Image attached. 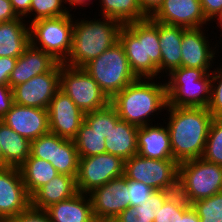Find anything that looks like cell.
<instances>
[{"instance_id": "cell-1", "label": "cell", "mask_w": 222, "mask_h": 222, "mask_svg": "<svg viewBox=\"0 0 222 222\" xmlns=\"http://www.w3.org/2000/svg\"><path fill=\"white\" fill-rule=\"evenodd\" d=\"M167 128L173 159L179 164L202 158L213 119L207 107H173L167 105Z\"/></svg>"}, {"instance_id": "cell-2", "label": "cell", "mask_w": 222, "mask_h": 222, "mask_svg": "<svg viewBox=\"0 0 222 222\" xmlns=\"http://www.w3.org/2000/svg\"><path fill=\"white\" fill-rule=\"evenodd\" d=\"M130 67L138 78H156L161 73L158 21L151 18L123 25L119 33Z\"/></svg>"}, {"instance_id": "cell-3", "label": "cell", "mask_w": 222, "mask_h": 222, "mask_svg": "<svg viewBox=\"0 0 222 222\" xmlns=\"http://www.w3.org/2000/svg\"><path fill=\"white\" fill-rule=\"evenodd\" d=\"M152 80L153 78H138L110 100L121 120L143 127L149 124L150 115H155L153 113L162 109L166 110V84Z\"/></svg>"}, {"instance_id": "cell-4", "label": "cell", "mask_w": 222, "mask_h": 222, "mask_svg": "<svg viewBox=\"0 0 222 222\" xmlns=\"http://www.w3.org/2000/svg\"><path fill=\"white\" fill-rule=\"evenodd\" d=\"M102 19L74 21L72 47L64 65L82 68L119 42L123 24L108 17Z\"/></svg>"}, {"instance_id": "cell-5", "label": "cell", "mask_w": 222, "mask_h": 222, "mask_svg": "<svg viewBox=\"0 0 222 222\" xmlns=\"http://www.w3.org/2000/svg\"><path fill=\"white\" fill-rule=\"evenodd\" d=\"M82 69L98 83L110 100L128 84L138 79L120 42L85 64Z\"/></svg>"}, {"instance_id": "cell-6", "label": "cell", "mask_w": 222, "mask_h": 222, "mask_svg": "<svg viewBox=\"0 0 222 222\" xmlns=\"http://www.w3.org/2000/svg\"><path fill=\"white\" fill-rule=\"evenodd\" d=\"M166 82L168 106L207 107L211 99V72L179 67L168 73Z\"/></svg>"}, {"instance_id": "cell-7", "label": "cell", "mask_w": 222, "mask_h": 222, "mask_svg": "<svg viewBox=\"0 0 222 222\" xmlns=\"http://www.w3.org/2000/svg\"><path fill=\"white\" fill-rule=\"evenodd\" d=\"M222 191V166L203 158L187 160L178 166L177 192L189 203Z\"/></svg>"}, {"instance_id": "cell-8", "label": "cell", "mask_w": 222, "mask_h": 222, "mask_svg": "<svg viewBox=\"0 0 222 222\" xmlns=\"http://www.w3.org/2000/svg\"><path fill=\"white\" fill-rule=\"evenodd\" d=\"M74 21L72 14L31 22L30 44L63 63L70 54Z\"/></svg>"}, {"instance_id": "cell-9", "label": "cell", "mask_w": 222, "mask_h": 222, "mask_svg": "<svg viewBox=\"0 0 222 222\" xmlns=\"http://www.w3.org/2000/svg\"><path fill=\"white\" fill-rule=\"evenodd\" d=\"M178 166L174 159H152L134 155L124 161V177L154 190H178Z\"/></svg>"}, {"instance_id": "cell-10", "label": "cell", "mask_w": 222, "mask_h": 222, "mask_svg": "<svg viewBox=\"0 0 222 222\" xmlns=\"http://www.w3.org/2000/svg\"><path fill=\"white\" fill-rule=\"evenodd\" d=\"M60 90L84 113L103 109L110 104V99L84 69L66 66L63 63Z\"/></svg>"}, {"instance_id": "cell-11", "label": "cell", "mask_w": 222, "mask_h": 222, "mask_svg": "<svg viewBox=\"0 0 222 222\" xmlns=\"http://www.w3.org/2000/svg\"><path fill=\"white\" fill-rule=\"evenodd\" d=\"M124 176V160L110 153L79 157L76 186L78 192L89 194L112 179Z\"/></svg>"}, {"instance_id": "cell-12", "label": "cell", "mask_w": 222, "mask_h": 222, "mask_svg": "<svg viewBox=\"0 0 222 222\" xmlns=\"http://www.w3.org/2000/svg\"><path fill=\"white\" fill-rule=\"evenodd\" d=\"M61 62L51 71L37 75L12 88L15 104L47 109L54 95L60 90Z\"/></svg>"}, {"instance_id": "cell-13", "label": "cell", "mask_w": 222, "mask_h": 222, "mask_svg": "<svg viewBox=\"0 0 222 222\" xmlns=\"http://www.w3.org/2000/svg\"><path fill=\"white\" fill-rule=\"evenodd\" d=\"M31 206L21 171L17 167H0V218L7 222Z\"/></svg>"}, {"instance_id": "cell-14", "label": "cell", "mask_w": 222, "mask_h": 222, "mask_svg": "<svg viewBox=\"0 0 222 222\" xmlns=\"http://www.w3.org/2000/svg\"><path fill=\"white\" fill-rule=\"evenodd\" d=\"M88 196L94 217L113 221L122 211L130 207L128 179L124 176L112 179L103 186L95 188Z\"/></svg>"}, {"instance_id": "cell-15", "label": "cell", "mask_w": 222, "mask_h": 222, "mask_svg": "<svg viewBox=\"0 0 222 222\" xmlns=\"http://www.w3.org/2000/svg\"><path fill=\"white\" fill-rule=\"evenodd\" d=\"M47 111L50 132L73 140L84 122L85 113L61 90L54 95Z\"/></svg>"}, {"instance_id": "cell-16", "label": "cell", "mask_w": 222, "mask_h": 222, "mask_svg": "<svg viewBox=\"0 0 222 222\" xmlns=\"http://www.w3.org/2000/svg\"><path fill=\"white\" fill-rule=\"evenodd\" d=\"M1 121L30 142L50 132L47 109L14 103Z\"/></svg>"}, {"instance_id": "cell-17", "label": "cell", "mask_w": 222, "mask_h": 222, "mask_svg": "<svg viewBox=\"0 0 222 222\" xmlns=\"http://www.w3.org/2000/svg\"><path fill=\"white\" fill-rule=\"evenodd\" d=\"M151 19L169 25L188 28H203L208 22L200 0H163Z\"/></svg>"}, {"instance_id": "cell-18", "label": "cell", "mask_w": 222, "mask_h": 222, "mask_svg": "<svg viewBox=\"0 0 222 222\" xmlns=\"http://www.w3.org/2000/svg\"><path fill=\"white\" fill-rule=\"evenodd\" d=\"M202 28H188L183 31L181 42V67L203 69L207 73L212 68L215 55V49L204 36Z\"/></svg>"}, {"instance_id": "cell-19", "label": "cell", "mask_w": 222, "mask_h": 222, "mask_svg": "<svg viewBox=\"0 0 222 222\" xmlns=\"http://www.w3.org/2000/svg\"><path fill=\"white\" fill-rule=\"evenodd\" d=\"M58 63L52 55L30 44L17 58L15 67L9 77V86L13 88L37 75L49 72Z\"/></svg>"}, {"instance_id": "cell-20", "label": "cell", "mask_w": 222, "mask_h": 222, "mask_svg": "<svg viewBox=\"0 0 222 222\" xmlns=\"http://www.w3.org/2000/svg\"><path fill=\"white\" fill-rule=\"evenodd\" d=\"M137 149V154L146 158L173 159L168 128L158 124L138 127Z\"/></svg>"}, {"instance_id": "cell-21", "label": "cell", "mask_w": 222, "mask_h": 222, "mask_svg": "<svg viewBox=\"0 0 222 222\" xmlns=\"http://www.w3.org/2000/svg\"><path fill=\"white\" fill-rule=\"evenodd\" d=\"M77 193L76 178L65 174H58L31 196V206L45 210L49 206L67 200Z\"/></svg>"}, {"instance_id": "cell-22", "label": "cell", "mask_w": 222, "mask_h": 222, "mask_svg": "<svg viewBox=\"0 0 222 222\" xmlns=\"http://www.w3.org/2000/svg\"><path fill=\"white\" fill-rule=\"evenodd\" d=\"M87 195L78 192L73 197L46 208L51 222H90L94 215L90 197Z\"/></svg>"}, {"instance_id": "cell-23", "label": "cell", "mask_w": 222, "mask_h": 222, "mask_svg": "<svg viewBox=\"0 0 222 222\" xmlns=\"http://www.w3.org/2000/svg\"><path fill=\"white\" fill-rule=\"evenodd\" d=\"M23 19L0 22V57L18 58L30 45V30Z\"/></svg>"}, {"instance_id": "cell-24", "label": "cell", "mask_w": 222, "mask_h": 222, "mask_svg": "<svg viewBox=\"0 0 222 222\" xmlns=\"http://www.w3.org/2000/svg\"><path fill=\"white\" fill-rule=\"evenodd\" d=\"M186 28L158 22V36L161 47V72L168 74L181 67V42Z\"/></svg>"}, {"instance_id": "cell-25", "label": "cell", "mask_w": 222, "mask_h": 222, "mask_svg": "<svg viewBox=\"0 0 222 222\" xmlns=\"http://www.w3.org/2000/svg\"><path fill=\"white\" fill-rule=\"evenodd\" d=\"M137 132V126L120 119L105 138L106 153L124 161L137 155Z\"/></svg>"}, {"instance_id": "cell-26", "label": "cell", "mask_w": 222, "mask_h": 222, "mask_svg": "<svg viewBox=\"0 0 222 222\" xmlns=\"http://www.w3.org/2000/svg\"><path fill=\"white\" fill-rule=\"evenodd\" d=\"M31 142L0 120L2 167L19 168L30 155Z\"/></svg>"}, {"instance_id": "cell-27", "label": "cell", "mask_w": 222, "mask_h": 222, "mask_svg": "<svg viewBox=\"0 0 222 222\" xmlns=\"http://www.w3.org/2000/svg\"><path fill=\"white\" fill-rule=\"evenodd\" d=\"M19 169L30 196L59 174L50 162L31 155L28 156Z\"/></svg>"}, {"instance_id": "cell-28", "label": "cell", "mask_w": 222, "mask_h": 222, "mask_svg": "<svg viewBox=\"0 0 222 222\" xmlns=\"http://www.w3.org/2000/svg\"><path fill=\"white\" fill-rule=\"evenodd\" d=\"M99 3L102 17L114 19L123 25L147 19L138 0H101Z\"/></svg>"}, {"instance_id": "cell-29", "label": "cell", "mask_w": 222, "mask_h": 222, "mask_svg": "<svg viewBox=\"0 0 222 222\" xmlns=\"http://www.w3.org/2000/svg\"><path fill=\"white\" fill-rule=\"evenodd\" d=\"M59 174L77 177L79 155L73 140L55 134L54 162H51Z\"/></svg>"}, {"instance_id": "cell-30", "label": "cell", "mask_w": 222, "mask_h": 222, "mask_svg": "<svg viewBox=\"0 0 222 222\" xmlns=\"http://www.w3.org/2000/svg\"><path fill=\"white\" fill-rule=\"evenodd\" d=\"M79 157H90L106 153L105 138L85 121L73 139Z\"/></svg>"}, {"instance_id": "cell-31", "label": "cell", "mask_w": 222, "mask_h": 222, "mask_svg": "<svg viewBox=\"0 0 222 222\" xmlns=\"http://www.w3.org/2000/svg\"><path fill=\"white\" fill-rule=\"evenodd\" d=\"M120 120L116 109L109 104L107 107L85 113L84 121L95 131L107 137L111 128Z\"/></svg>"}, {"instance_id": "cell-32", "label": "cell", "mask_w": 222, "mask_h": 222, "mask_svg": "<svg viewBox=\"0 0 222 222\" xmlns=\"http://www.w3.org/2000/svg\"><path fill=\"white\" fill-rule=\"evenodd\" d=\"M202 158L222 166V118H213Z\"/></svg>"}, {"instance_id": "cell-33", "label": "cell", "mask_w": 222, "mask_h": 222, "mask_svg": "<svg viewBox=\"0 0 222 222\" xmlns=\"http://www.w3.org/2000/svg\"><path fill=\"white\" fill-rule=\"evenodd\" d=\"M200 222H222V191L190 204Z\"/></svg>"}, {"instance_id": "cell-34", "label": "cell", "mask_w": 222, "mask_h": 222, "mask_svg": "<svg viewBox=\"0 0 222 222\" xmlns=\"http://www.w3.org/2000/svg\"><path fill=\"white\" fill-rule=\"evenodd\" d=\"M190 206L178 192H174L159 209L153 222H181L183 213Z\"/></svg>"}, {"instance_id": "cell-35", "label": "cell", "mask_w": 222, "mask_h": 222, "mask_svg": "<svg viewBox=\"0 0 222 222\" xmlns=\"http://www.w3.org/2000/svg\"><path fill=\"white\" fill-rule=\"evenodd\" d=\"M62 3L66 5L65 0H32L29 15L34 14V18L31 20V22L70 14L69 10L66 8V6L64 8Z\"/></svg>"}, {"instance_id": "cell-36", "label": "cell", "mask_w": 222, "mask_h": 222, "mask_svg": "<svg viewBox=\"0 0 222 222\" xmlns=\"http://www.w3.org/2000/svg\"><path fill=\"white\" fill-rule=\"evenodd\" d=\"M55 134L48 132L31 141L30 155L48 162H54Z\"/></svg>"}, {"instance_id": "cell-37", "label": "cell", "mask_w": 222, "mask_h": 222, "mask_svg": "<svg viewBox=\"0 0 222 222\" xmlns=\"http://www.w3.org/2000/svg\"><path fill=\"white\" fill-rule=\"evenodd\" d=\"M211 71V99L207 109L213 118H222V68H216L214 73Z\"/></svg>"}, {"instance_id": "cell-38", "label": "cell", "mask_w": 222, "mask_h": 222, "mask_svg": "<svg viewBox=\"0 0 222 222\" xmlns=\"http://www.w3.org/2000/svg\"><path fill=\"white\" fill-rule=\"evenodd\" d=\"M173 193L174 192L167 190H154L145 203L134 208L139 209L143 214L154 220L156 214L159 212V209Z\"/></svg>"}, {"instance_id": "cell-39", "label": "cell", "mask_w": 222, "mask_h": 222, "mask_svg": "<svg viewBox=\"0 0 222 222\" xmlns=\"http://www.w3.org/2000/svg\"><path fill=\"white\" fill-rule=\"evenodd\" d=\"M154 189L142 182L128 179V196L130 198V207H136L145 203Z\"/></svg>"}, {"instance_id": "cell-40", "label": "cell", "mask_w": 222, "mask_h": 222, "mask_svg": "<svg viewBox=\"0 0 222 222\" xmlns=\"http://www.w3.org/2000/svg\"><path fill=\"white\" fill-rule=\"evenodd\" d=\"M8 222H51L45 210L30 206L24 212L11 218Z\"/></svg>"}, {"instance_id": "cell-41", "label": "cell", "mask_w": 222, "mask_h": 222, "mask_svg": "<svg viewBox=\"0 0 222 222\" xmlns=\"http://www.w3.org/2000/svg\"><path fill=\"white\" fill-rule=\"evenodd\" d=\"M113 222H153V219L143 214L139 209L129 207L122 211Z\"/></svg>"}, {"instance_id": "cell-42", "label": "cell", "mask_w": 222, "mask_h": 222, "mask_svg": "<svg viewBox=\"0 0 222 222\" xmlns=\"http://www.w3.org/2000/svg\"><path fill=\"white\" fill-rule=\"evenodd\" d=\"M14 104L12 88L0 84V120L6 115Z\"/></svg>"}, {"instance_id": "cell-43", "label": "cell", "mask_w": 222, "mask_h": 222, "mask_svg": "<svg viewBox=\"0 0 222 222\" xmlns=\"http://www.w3.org/2000/svg\"><path fill=\"white\" fill-rule=\"evenodd\" d=\"M203 13L208 21H212L222 12V0H200Z\"/></svg>"}, {"instance_id": "cell-44", "label": "cell", "mask_w": 222, "mask_h": 222, "mask_svg": "<svg viewBox=\"0 0 222 222\" xmlns=\"http://www.w3.org/2000/svg\"><path fill=\"white\" fill-rule=\"evenodd\" d=\"M17 58L0 57V84L9 85V77L13 71Z\"/></svg>"}, {"instance_id": "cell-45", "label": "cell", "mask_w": 222, "mask_h": 222, "mask_svg": "<svg viewBox=\"0 0 222 222\" xmlns=\"http://www.w3.org/2000/svg\"><path fill=\"white\" fill-rule=\"evenodd\" d=\"M143 14L151 18L161 7L163 0H138Z\"/></svg>"}, {"instance_id": "cell-46", "label": "cell", "mask_w": 222, "mask_h": 222, "mask_svg": "<svg viewBox=\"0 0 222 222\" xmlns=\"http://www.w3.org/2000/svg\"><path fill=\"white\" fill-rule=\"evenodd\" d=\"M18 18L10 0H0V22L16 20Z\"/></svg>"}, {"instance_id": "cell-47", "label": "cell", "mask_w": 222, "mask_h": 222, "mask_svg": "<svg viewBox=\"0 0 222 222\" xmlns=\"http://www.w3.org/2000/svg\"><path fill=\"white\" fill-rule=\"evenodd\" d=\"M31 1L32 0H10L14 12L20 18H27L29 15Z\"/></svg>"}, {"instance_id": "cell-48", "label": "cell", "mask_w": 222, "mask_h": 222, "mask_svg": "<svg viewBox=\"0 0 222 222\" xmlns=\"http://www.w3.org/2000/svg\"><path fill=\"white\" fill-rule=\"evenodd\" d=\"M181 222H200L197 213L190 206L182 215Z\"/></svg>"}, {"instance_id": "cell-49", "label": "cell", "mask_w": 222, "mask_h": 222, "mask_svg": "<svg viewBox=\"0 0 222 222\" xmlns=\"http://www.w3.org/2000/svg\"><path fill=\"white\" fill-rule=\"evenodd\" d=\"M65 1H66V3H69V6L70 5L72 6L70 8H74V6H79L80 7V6H84V5H87V4L90 5L88 2H90L91 0H65Z\"/></svg>"}, {"instance_id": "cell-50", "label": "cell", "mask_w": 222, "mask_h": 222, "mask_svg": "<svg viewBox=\"0 0 222 222\" xmlns=\"http://www.w3.org/2000/svg\"><path fill=\"white\" fill-rule=\"evenodd\" d=\"M90 222H110V220H107V219H104V218L93 217Z\"/></svg>"}, {"instance_id": "cell-51", "label": "cell", "mask_w": 222, "mask_h": 222, "mask_svg": "<svg viewBox=\"0 0 222 222\" xmlns=\"http://www.w3.org/2000/svg\"><path fill=\"white\" fill-rule=\"evenodd\" d=\"M216 20H217V25L218 24H220L218 27H220V28H222V12L217 16V18H216ZM222 34V33H221Z\"/></svg>"}, {"instance_id": "cell-52", "label": "cell", "mask_w": 222, "mask_h": 222, "mask_svg": "<svg viewBox=\"0 0 222 222\" xmlns=\"http://www.w3.org/2000/svg\"><path fill=\"white\" fill-rule=\"evenodd\" d=\"M0 167H2V152H1V148H0Z\"/></svg>"}, {"instance_id": "cell-53", "label": "cell", "mask_w": 222, "mask_h": 222, "mask_svg": "<svg viewBox=\"0 0 222 222\" xmlns=\"http://www.w3.org/2000/svg\"><path fill=\"white\" fill-rule=\"evenodd\" d=\"M0 222H7L6 220H4V219H2V218H0Z\"/></svg>"}]
</instances>
